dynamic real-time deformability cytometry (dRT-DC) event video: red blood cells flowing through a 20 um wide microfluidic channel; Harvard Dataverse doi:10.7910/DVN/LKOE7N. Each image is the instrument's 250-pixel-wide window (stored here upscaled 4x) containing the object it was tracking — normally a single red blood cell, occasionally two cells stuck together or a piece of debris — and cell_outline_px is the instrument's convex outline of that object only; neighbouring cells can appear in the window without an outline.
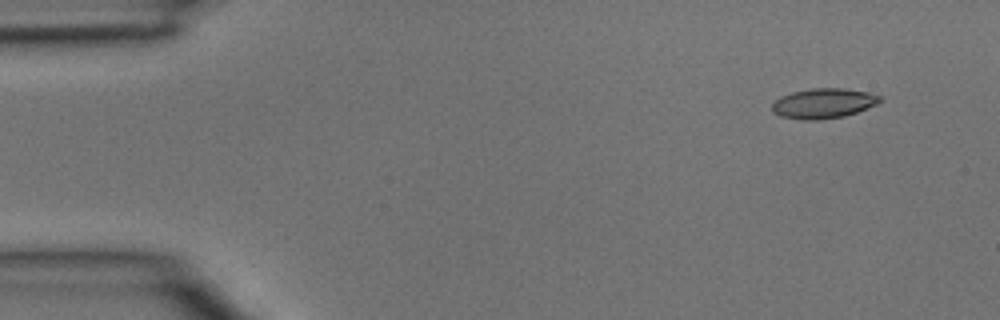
{"species": "common noctule bat (a hibernating species)", "species_latin": "Nyctalus noctula", "temperature_condition": "room temperature", "stored_images_in_passage": 4, "camera_frame_rate_fps": 3000, "um_per_image_px": 0.085, "animal": {"sex": "male", "body_mass_g": 15.6}, "frame": {"image": 1, "passage_image": 1, "time_ms": 0.0, "image_size_px": [1000, 320], "cell_outline_px": [[880, 100], [876, 104], [856, 112], [844, 116], [816, 120], [804, 120], [780, 116], [772, 112], [772, 104], [780, 96], [792, 92], [812, 88], [844, 88], [868, 92], [880, 96]], "centroid_in_image_um": [69.95, 8.78], "position_along_channel_um": 15.0, "area_um2": 18.73}}
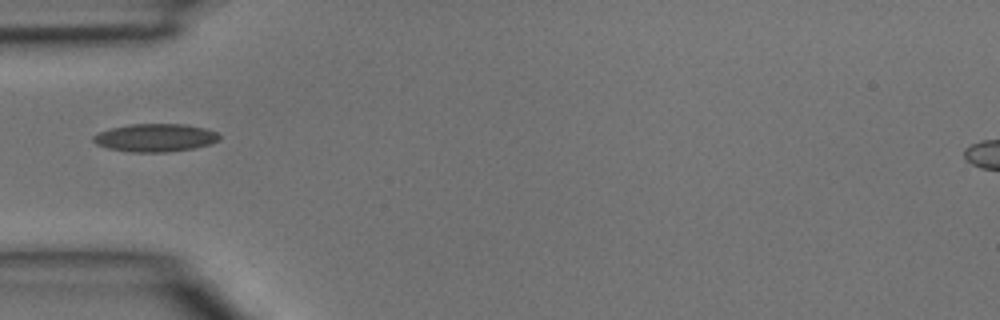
{"frame": {"image": 2, "passage_image": 4, "time_ms": 1.0, "image_size_px": [1000, 320], "cell_outline_px": [[220, 140], [208, 144], [192, 148], [164, 152], [132, 152], [108, 148], [96, 144], [92, 140], [92, 136], [100, 132], [112, 128], [128, 124], [184, 124], [204, 128], [216, 132], [220, 136]], "centroid_in_image_um": [13.17, 11.7], "position_along_channel_um": 71.8, "area_um2": 20.35}}